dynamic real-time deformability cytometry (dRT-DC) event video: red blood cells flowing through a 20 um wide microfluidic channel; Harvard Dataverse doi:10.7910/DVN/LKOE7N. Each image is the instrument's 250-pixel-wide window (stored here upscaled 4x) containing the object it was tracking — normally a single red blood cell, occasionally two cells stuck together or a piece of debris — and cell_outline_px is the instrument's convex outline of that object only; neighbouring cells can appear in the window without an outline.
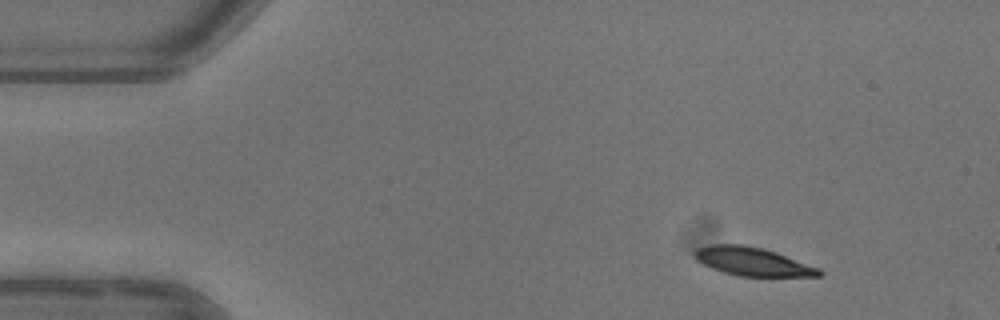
{"species": "common noctule bat (a hibernating species)", "species_latin": "Nyctalus noctula", "temperature_condition": "warm", "stored_images_in_passage": 4, "camera_frame_rate_fps": 3000, "um_per_image_px": 0.085, "animal": {"sex": "female"}, "frame": {"image": 1, "passage_image": 1, "time_ms": 0.0, "image_size_px": [1000, 320], "cell_outline_px": [[824, 272], [820, 276], [740, 276], [724, 272], [712, 268], [696, 260], [692, 256], [692, 252], [696, 248], [712, 244], [744, 244], [764, 248], [776, 252], [820, 268]], "centroid_in_image_um": [63.94, 22.21], "position_along_channel_um": 21.1, "area_um2": 20.75}}